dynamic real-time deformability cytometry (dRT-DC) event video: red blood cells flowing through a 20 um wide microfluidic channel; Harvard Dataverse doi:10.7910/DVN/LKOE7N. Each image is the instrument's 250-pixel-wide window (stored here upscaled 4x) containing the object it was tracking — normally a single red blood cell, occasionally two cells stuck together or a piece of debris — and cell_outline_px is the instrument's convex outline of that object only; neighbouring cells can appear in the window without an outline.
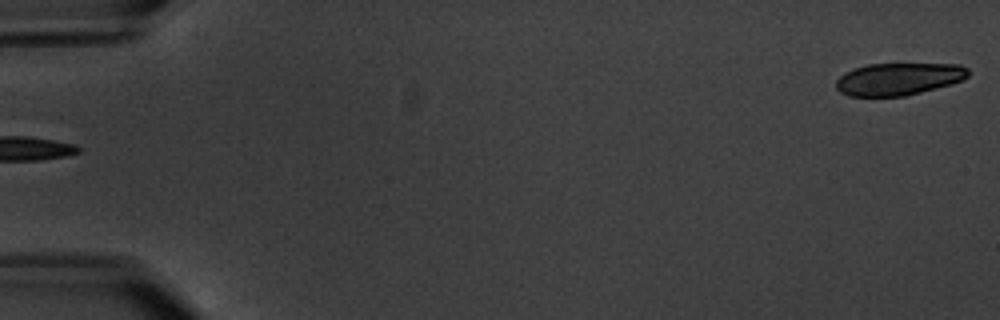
{"species": "common noctule bat (a hibernating species)", "species_latin": "Nyctalus noctula", "temperature_condition": "warm", "stored_images_in_passage": 7, "camera_frame_rate_fps": 3000, "um_per_image_px": 0.085, "animal": {"sex": "male", "body_mass_g": 20.1, "forearm_length_mm": 53.5}, "frame": {"image": 1, "passage_image": 1, "time_ms": 0.0, "image_size_px": [1000, 320], "cell_outline_px": [[968, 76], [964, 80], [952, 84], [904, 96], [848, 96], [840, 92], [836, 88], [836, 80], [844, 72], [868, 64], [960, 64], [968, 68]], "centroid_in_image_um": [76.38, 6.71], "position_along_channel_um": 8.6, "area_um2": 24.91}}
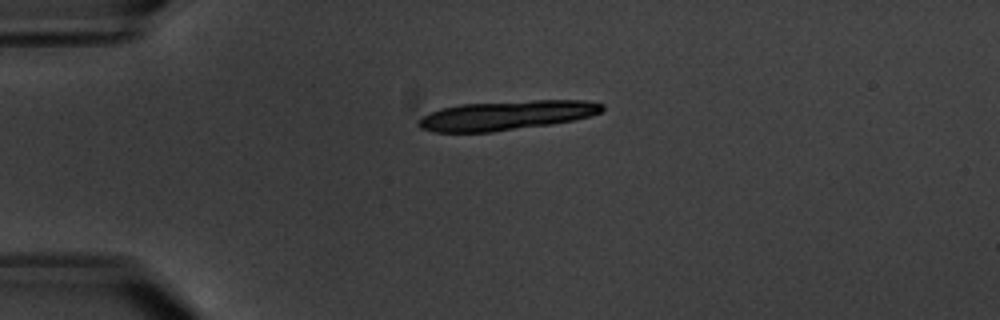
{"frame": {"image": 2, "passage_image": 5, "time_ms": 4.667, "image_size_px": [1000, 320], "cell_outline_px": [[604, 108], [600, 112], [588, 116], [572, 120], [552, 124], [492, 132], [432, 132], [420, 128], [416, 124], [416, 120], [440, 108], [460, 104], [536, 100], [584, 100], [604, 104]], "centroid_in_image_um": [43.0, 9.81], "position_along_channel_um": 42.0, "area_um2": 31.44}}